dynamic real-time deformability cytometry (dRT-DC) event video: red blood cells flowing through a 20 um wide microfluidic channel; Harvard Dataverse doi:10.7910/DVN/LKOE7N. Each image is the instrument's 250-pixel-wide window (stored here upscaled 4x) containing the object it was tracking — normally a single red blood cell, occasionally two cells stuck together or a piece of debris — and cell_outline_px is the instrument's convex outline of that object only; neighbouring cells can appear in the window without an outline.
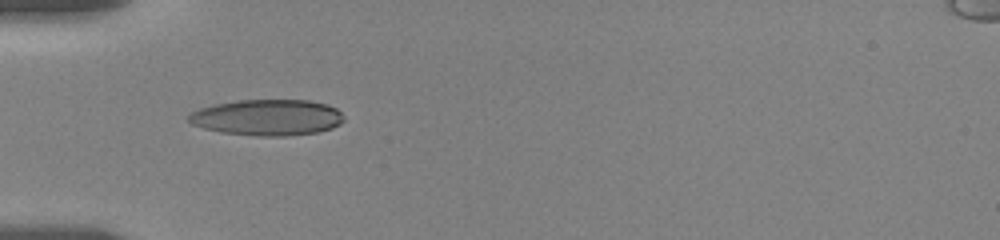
{"species": "human", "species_latin": "Homo sapiens", "temperature_condition": "room temperature", "stored_images_in_passage": 11, "camera_frame_rate_fps": 3000, "um_per_image_px": 0.085, "donor": {"sex": "female"}, "frame": {"image": 1, "passage_image": 1, "time_ms": 0.0, "image_size_px": [1000, 240], "cell_outline_px": [[344, 120], [340, 124], [332, 128], [316, 132], [284, 136], [256, 136], [220, 132], [204, 128], [192, 124], [188, 120], [188, 116], [192, 112], [200, 108], [212, 104], [236, 100], [308, 100], [328, 104], [336, 108], [344, 116]], "centroid_in_image_um": [22.72, 9.98], "position_along_channel_um": 62.3, "area_um2": 32.77}}
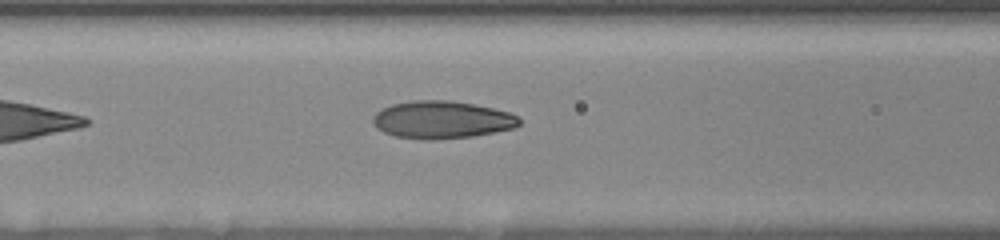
{"frame": {"image": 2, "passage_image": 6, "time_ms": 2.0, "image_size_px": [1000, 240], "cell_outline_px": [[520, 124], [512, 128], [472, 136], [432, 140], [424, 140], [396, 136], [384, 132], [376, 128], [372, 120], [372, 116], [376, 112], [392, 104], [412, 100], [452, 100], [512, 112], [520, 120]], "centroid_in_image_um": [37.53, 10.17], "position_along_channel_um": 129.1, "area_um2": 31.96}}
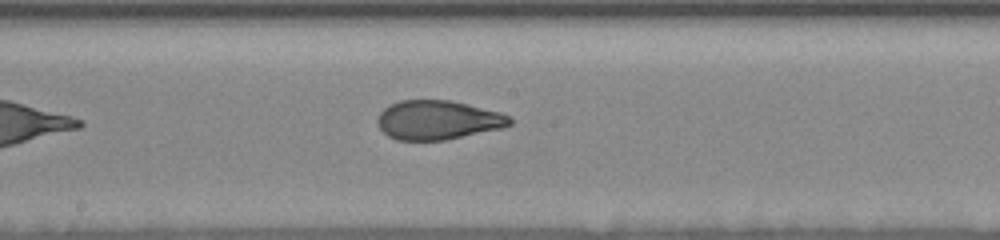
{"frame": {"image": 3, "passage_image": 11, "time_ms": 4.333, "image_size_px": [1000, 240], "cell_outline_px": [[512, 124], [504, 128], [444, 140], [396, 140], [388, 136], [380, 128], [376, 120], [380, 112], [384, 108], [400, 100], [452, 100], [500, 112], [508, 116], [512, 120]], "centroid_in_image_um": [37.22, 10.2], "position_along_channel_um": 211.0, "area_um2": 30.23}}